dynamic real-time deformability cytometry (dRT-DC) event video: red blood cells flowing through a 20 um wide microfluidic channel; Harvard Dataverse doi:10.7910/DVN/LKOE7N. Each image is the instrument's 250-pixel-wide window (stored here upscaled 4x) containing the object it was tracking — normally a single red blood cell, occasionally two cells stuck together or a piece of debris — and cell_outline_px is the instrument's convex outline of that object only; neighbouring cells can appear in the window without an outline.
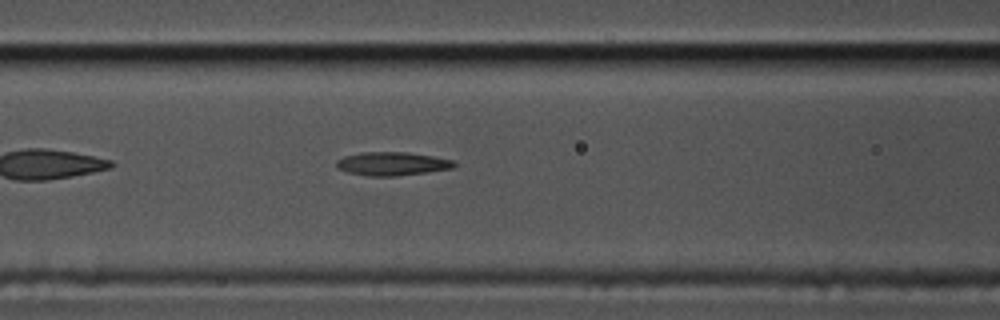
{"species": "common noctule bat (a hibernating species)", "species_latin": "Nyctalus noctula", "temperature_condition": "cold", "stored_images_in_passage": 44, "camera_frame_rate_fps": 3000, "um_per_image_px": 0.085, "animal": {"sex": "male", "body_mass_g": 17.5, "forearm_length_mm": 52.3}, "frame": {"image": 1, "passage_image": 9, "time_ms": 2.667, "image_size_px": [1000, 320], "cell_outline_px": [[456, 164], [452, 168], [428, 172], [396, 176], [368, 176], [348, 172], [336, 168], [336, 160], [344, 156], [360, 152], [408, 152], [432, 156], [452, 160]], "centroid_in_image_um": [33.29, 13.91], "position_along_channel_um": 133.3, "area_um2": 16.13}}
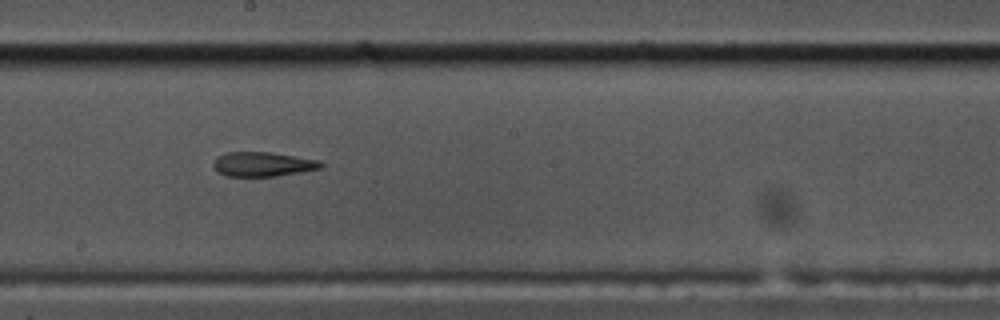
{"frame": {"image": 2, "passage_image": 17, "time_ms": 5.333, "image_size_px": [1000, 320], "cell_outline_px": [[324, 164], [320, 168], [300, 172], [276, 176], [228, 176], [216, 172], [212, 164], [216, 156], [228, 152], [268, 152], [320, 160]], "centroid_in_image_um": [22.3, 13.95], "position_along_channel_um": 225.9, "area_um2": 15.32}}
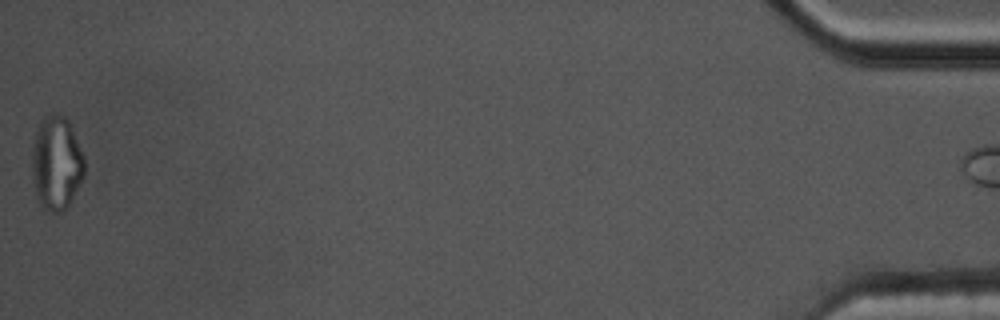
{"frame": {"image": 3, "passage_image": 43, "time_ms": 14.0, "image_size_px": [1000, 320], "cell_outline_px": [[84, 176], [68, 204], [60, 212], [44, 212], [40, 208], [36, 200], [32, 180], [32, 148], [36, 132], [40, 120], [44, 116], [64, 116], [68, 120], [84, 156]], "centroid_in_image_um": [4.76, 13.92], "position_along_channel_um": 430.4, "area_um2": 28.73}}